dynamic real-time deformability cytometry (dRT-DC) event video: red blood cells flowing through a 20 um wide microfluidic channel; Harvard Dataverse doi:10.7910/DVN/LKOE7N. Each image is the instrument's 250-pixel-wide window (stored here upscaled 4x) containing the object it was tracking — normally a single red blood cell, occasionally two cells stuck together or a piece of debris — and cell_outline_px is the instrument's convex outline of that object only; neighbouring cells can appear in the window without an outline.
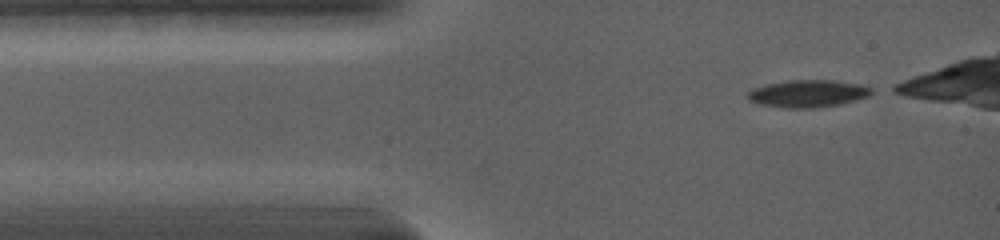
{"species": "common noctule bat (a hibernating species)", "species_latin": "Nyctalus noctula", "temperature_condition": "warm", "stored_images_in_passage": 34, "camera_frame_rate_fps": 5000, "um_per_image_px": 0.085, "animal": {"sex": "female", "body_mass_g": 19.0, "forearm_length_mm": 56.7}, "frame": {"image": 1, "passage_image": 1, "time_ms": 0.0, "image_size_px": [1000, 240], "cell_outline_px": [[876, 92], [868, 96], [856, 100], [840, 104], [816, 108], [780, 108], [760, 104], [748, 100], [744, 96], [752, 88], [764, 84], [788, 80], [836, 80], [860, 84], [872, 88]], "centroid_in_image_um": [68.65, 7.95], "position_along_channel_um": 16.4, "area_um2": 20.17}}
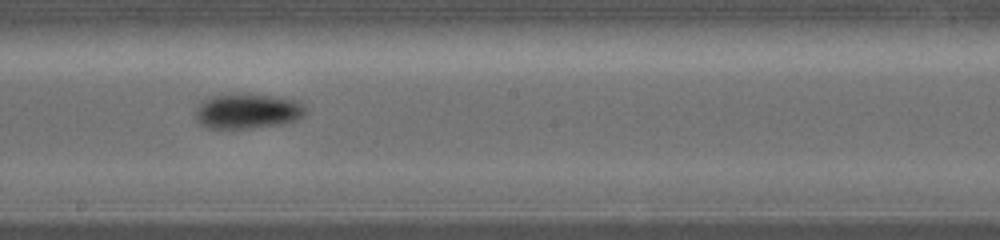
{"frame": {"image": 2, "passage_image": 20, "time_ms": 6.6, "image_size_px": [1000, 240], "cell_outline_px": [[304, 116], [296, 120], [280, 124], [244, 128], [208, 128], [200, 124], [196, 120], [196, 112], [208, 100], [220, 96], [260, 96], [292, 100], [304, 108]], "centroid_in_image_um": [21.04, 9.52], "position_along_channel_um": 227.2, "area_um2": 20.69}}
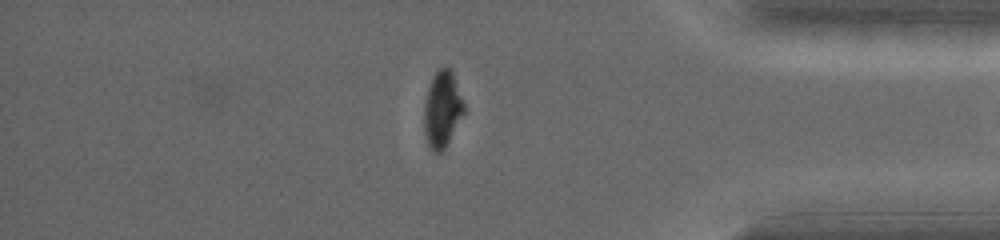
{"frame": {"image": 3, "passage_image": 33, "time_ms": 11.6, "image_size_px": [1000, 240], "cell_outline_px": [[464, 112], [444, 148], [440, 152], [432, 152], [428, 144], [424, 132], [424, 104], [428, 88], [432, 76], [440, 68], [452, 68], [464, 104]], "centroid_in_image_um": [37.58, 9.26], "position_along_channel_um": 397.6, "area_um2": 17.51}}